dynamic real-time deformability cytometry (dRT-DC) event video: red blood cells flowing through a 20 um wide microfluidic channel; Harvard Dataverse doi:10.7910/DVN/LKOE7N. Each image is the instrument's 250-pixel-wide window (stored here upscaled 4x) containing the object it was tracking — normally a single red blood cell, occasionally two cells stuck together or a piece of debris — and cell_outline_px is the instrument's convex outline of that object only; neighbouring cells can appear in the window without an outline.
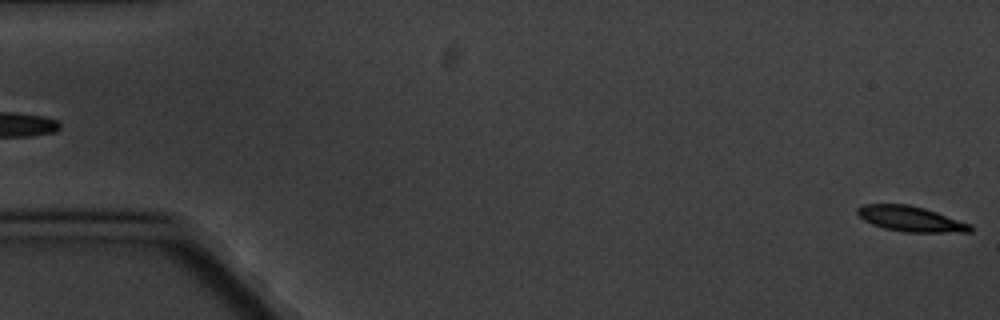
{"species": "common noctule bat (a hibernating species)", "species_latin": "Nyctalus noctula", "temperature_condition": "cold", "stored_images_in_passage": 2, "segment_of_instrument_passage": [2, 2], "camera_frame_rate_fps": 3000, "um_per_image_px": 0.085, "animal": {"sex": "male", "body_mass_g": 20.1, "forearm_length_mm": 53.5}, "frame": {"image": 1, "passage_image": 2, "time_ms": 2.333, "image_size_px": [1000, 320], "cell_outline_px": [[972, 232], [904, 232], [884, 228], [872, 224], [864, 220], [856, 212], [856, 208], [864, 204], [908, 204], [924, 208], [972, 224]], "centroid_in_image_um": [77.41, 18.6], "position_along_channel_um": 7.6, "area_um2": 16.65}}